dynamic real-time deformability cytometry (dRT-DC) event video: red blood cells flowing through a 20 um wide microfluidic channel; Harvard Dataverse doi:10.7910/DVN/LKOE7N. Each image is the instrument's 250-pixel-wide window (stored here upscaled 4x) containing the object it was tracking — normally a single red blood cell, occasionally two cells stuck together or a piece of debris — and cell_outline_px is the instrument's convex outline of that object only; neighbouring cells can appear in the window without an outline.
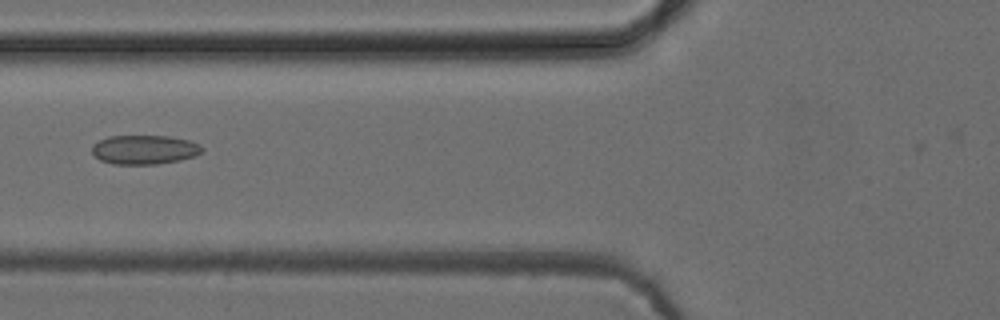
{"species": "common noctule bat (a hibernating species)", "species_latin": "Nyctalus noctula", "temperature_condition": "cold", "stored_images_in_passage": 35, "camera_frame_rate_fps": 3000, "um_per_image_px": 0.085, "animal": {"sex": "female", "body_mass_g": 24.6, "forearm_length_mm": 56.2}, "frame": {"image": 1, "passage_image": 4, "time_ms": 1.0, "image_size_px": [1000, 320], "cell_outline_px": [[204, 152], [196, 156], [180, 160], [156, 164], [112, 164], [100, 160], [92, 152], [92, 144], [108, 136], [168, 136], [188, 140], [200, 144], [204, 148]], "centroid_in_image_um": [12.3, 12.72], "position_along_channel_um": 113.5, "area_um2": 18.84}}
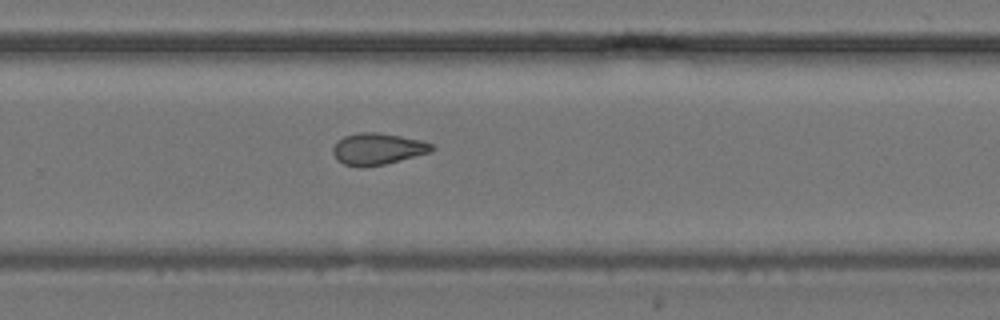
{"frame": {"image": 2, "passage_image": 18, "time_ms": 5.667, "image_size_px": [1000, 320], "cell_outline_px": [[436, 148], [432, 152], [384, 164], [364, 168], [360, 168], [344, 164], [336, 160], [332, 152], [332, 148], [336, 140], [344, 136], [360, 132], [380, 132], [420, 140], [432, 144]], "centroid_in_image_um": [32.06, 12.66], "position_along_channel_um": 297.7, "area_um2": 18.5}}
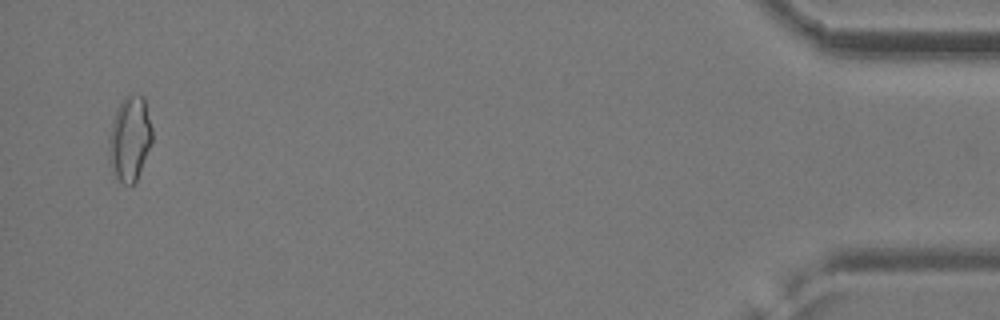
{"frame": {"image": 3, "passage_image": 34, "time_ms": 11.0, "image_size_px": [1000, 320], "cell_outline_px": [[152, 144], [136, 184], [124, 184], [116, 176], [108, 160], [108, 136], [116, 108], [120, 100], [124, 96], [144, 96], [152, 128]], "centroid_in_image_um": [11.03, 11.8], "position_along_channel_um": 424.2, "area_um2": 21.79}, "authors_computed_cell_mechanics": {"area_um2": 18.3226, "velocity_mm_per_s": 3.9429, "shape_relaxation_time_tau1_ms": null, "shape_relaxation_time_tau2_ms": 2.5997, "deformation_change_tau1": null, "deformation_change_tau2": 0.0726}}